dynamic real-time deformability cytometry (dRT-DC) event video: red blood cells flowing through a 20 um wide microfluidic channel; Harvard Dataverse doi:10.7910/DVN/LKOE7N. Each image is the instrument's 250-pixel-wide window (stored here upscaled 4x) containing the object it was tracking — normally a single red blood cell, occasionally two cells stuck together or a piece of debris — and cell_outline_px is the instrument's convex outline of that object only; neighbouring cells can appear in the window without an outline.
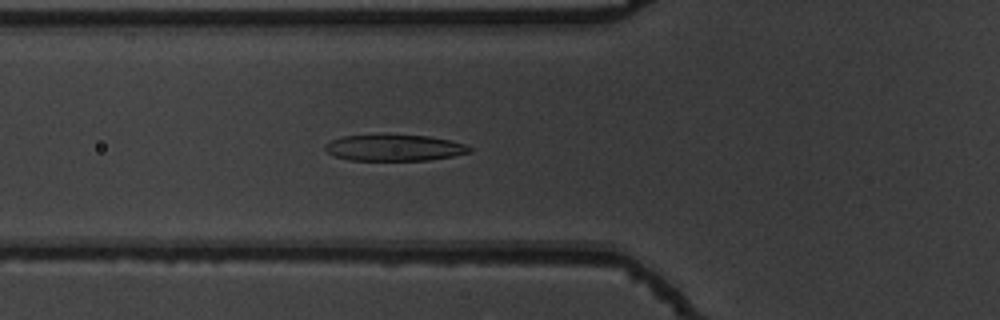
{"species": "common noctule bat (a hibernating species)", "species_latin": "Nyctalus noctula", "temperature_condition": "warm", "stored_images_in_passage": 53, "camera_frame_rate_fps": 3000, "um_per_image_px": 0.085, "animal": {"sex": "male", "body_mass_g": 19.5, "forearm_length_mm": 54.6}, "frame": {"image": 1, "passage_image": 19, "time_ms": 6.0, "image_size_px": [1000, 320], "cell_outline_px": [[472, 152], [452, 156], [428, 160], [352, 160], [336, 156], [328, 152], [324, 148], [324, 144], [340, 136], [428, 136], [448, 140], [464, 144], [472, 148]], "centroid_in_image_um": [33.52, 12.57], "position_along_channel_um": 92.3, "area_um2": 21.56}}
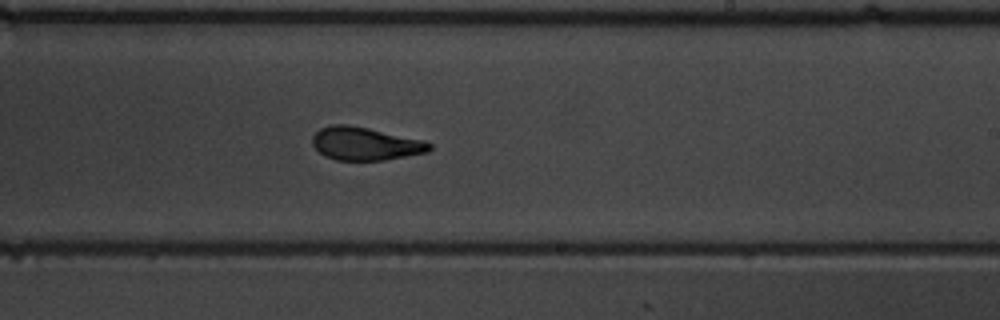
{"frame": {"image": 2, "passage_image": 32, "time_ms": 10.333, "image_size_px": [1000, 320], "cell_outline_px": [[432, 148], [428, 152], [384, 160], [336, 160], [324, 156], [312, 144], [312, 136], [320, 128], [332, 124], [348, 124], [368, 128], [424, 140], [432, 144]], "centroid_in_image_um": [31.04, 12.21], "position_along_channel_um": 258.0, "area_um2": 22.6}}
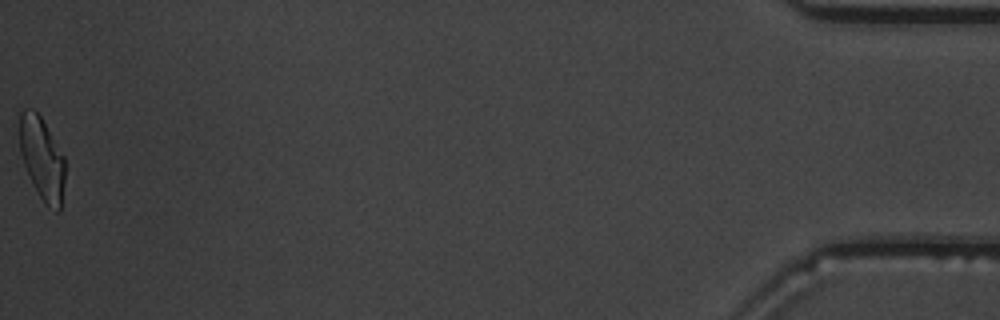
{"frame": {"image": 3, "passage_image": 53, "time_ms": 17.333, "image_size_px": [1000, 320], "cell_outline_px": [[64, 180], [60, 212], [56, 212], [48, 208], [44, 204], [24, 164], [20, 152], [20, 112], [24, 108], [32, 108], [40, 116], [64, 156]], "centroid_in_image_um": [3.58, 13.49], "position_along_channel_um": 431.6, "area_um2": 21.56}, "authors_computed_cell_mechanics": {"area_um2": 22.6576, "velocity_mm_per_s": 3.817, "shape_relaxation_time_tau1_ms": 3.029, "shape_relaxation_time_tau2_ms": 1.32, "deformation_change_tau1": 0.1784, "deformation_change_tau2": 0.0966}}